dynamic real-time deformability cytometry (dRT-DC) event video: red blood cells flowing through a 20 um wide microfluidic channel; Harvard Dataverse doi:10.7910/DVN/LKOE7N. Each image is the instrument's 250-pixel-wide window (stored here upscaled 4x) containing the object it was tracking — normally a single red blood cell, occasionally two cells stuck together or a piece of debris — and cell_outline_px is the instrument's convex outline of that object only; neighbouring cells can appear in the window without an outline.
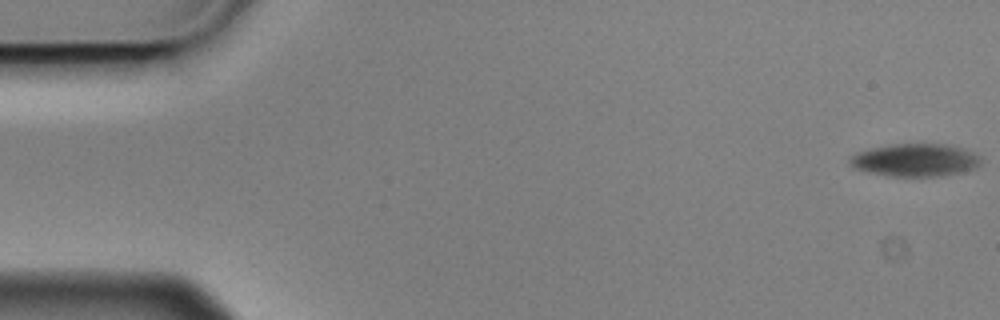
{"species": "Egyptian fruit bat (a non-hibernating species)", "species_latin": "Rousettus aegyptiacus", "temperature_condition": "cold", "stored_images_in_passage": 4, "camera_frame_rate_fps": 3000, "um_per_image_px": 0.085, "animal": {"sex": "male"}, "frame": {"image": 1, "passage_image": 1, "time_ms": 0.0, "image_size_px": [1000, 320], "cell_outline_px": [[980, 164], [976, 168], [944, 176], [888, 176], [868, 172], [852, 168], [848, 164], [848, 156], [856, 152], [872, 148], [892, 144], [948, 144], [964, 148], [980, 156]], "centroid_in_image_um": [77.75, 13.61], "position_along_channel_um": 7.2, "area_um2": 25.32}}